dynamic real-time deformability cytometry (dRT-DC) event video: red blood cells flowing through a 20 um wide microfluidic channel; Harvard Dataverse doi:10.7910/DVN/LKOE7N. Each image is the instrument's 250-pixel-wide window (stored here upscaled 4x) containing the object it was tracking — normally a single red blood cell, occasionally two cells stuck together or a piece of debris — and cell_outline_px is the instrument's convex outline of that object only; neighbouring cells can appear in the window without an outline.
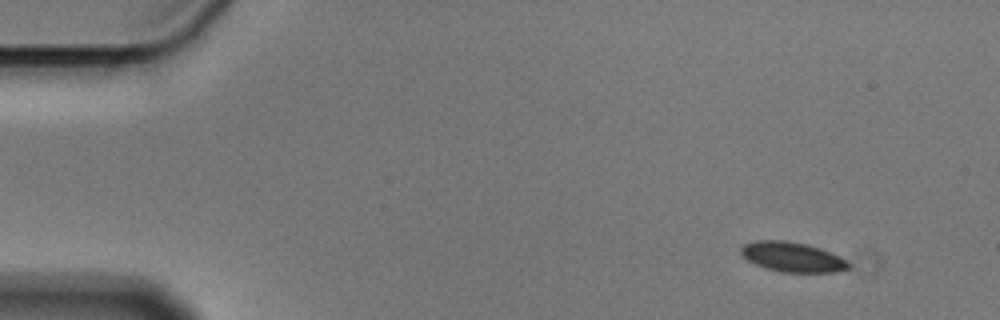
{"species": "Egyptian fruit bat (a non-hibernating species)", "species_latin": "Rousettus aegyptiacus", "temperature_condition": "cold", "stored_images_in_passage": 4, "camera_frame_rate_fps": 3000, "um_per_image_px": 0.085, "animal": {"sex": "male"}, "frame": {"image": 1, "passage_image": 1, "time_ms": 0.0, "image_size_px": [1000, 320], "cell_outline_px": [[848, 268], [836, 272], [780, 272], [764, 268], [748, 260], [740, 252], [740, 248], [744, 244], [756, 240], [788, 240], [808, 244], [820, 248], [840, 256], [848, 264]], "centroid_in_image_um": [67.32, 21.83], "position_along_channel_um": 17.7, "area_um2": 18.67}}
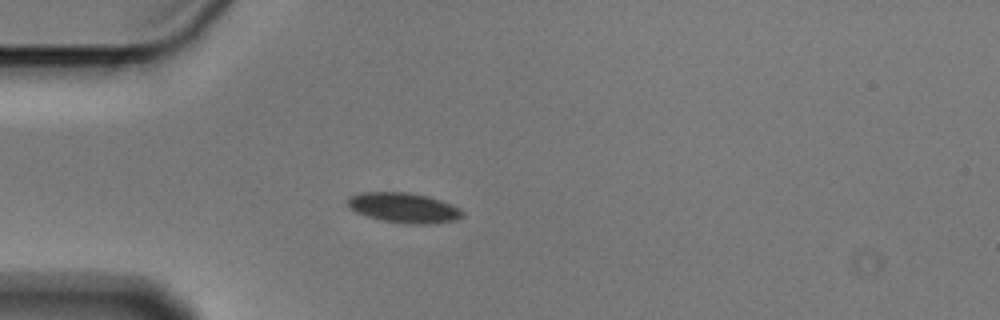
{"frame": {"image": 2, "passage_image": 4, "time_ms": 1.0, "image_size_px": [1000, 320], "cell_outline_px": [[464, 216], [456, 220], [428, 224], [408, 224], [384, 220], [368, 216], [356, 212], [348, 208], [348, 196], [360, 192], [408, 192], [428, 196], [452, 204], [460, 208], [464, 212]], "centroid_in_image_um": [34.34, 17.65], "position_along_channel_um": 50.7, "area_um2": 20.17}}